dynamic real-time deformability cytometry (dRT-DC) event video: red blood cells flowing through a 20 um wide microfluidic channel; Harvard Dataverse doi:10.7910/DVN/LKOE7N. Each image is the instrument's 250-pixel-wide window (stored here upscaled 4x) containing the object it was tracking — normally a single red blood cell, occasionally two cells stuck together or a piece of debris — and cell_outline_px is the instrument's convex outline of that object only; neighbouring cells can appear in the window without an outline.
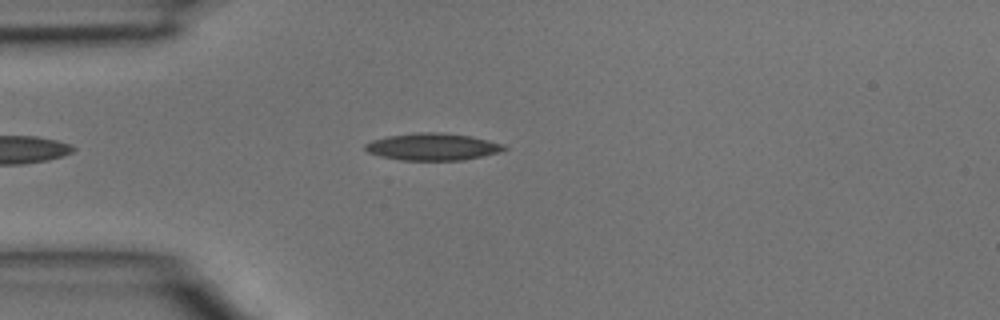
{"species": "common noctule bat (a hibernating species)", "species_latin": "Nyctalus noctula", "temperature_condition": "room temperature", "stored_images_in_passage": 2, "camera_frame_rate_fps": 3000, "um_per_image_px": 0.085, "animal": {"sex": "male", "body_mass_g": 15.6}, "frame": {"image": 1, "passage_image": 2, "time_ms": 0.333, "image_size_px": [1000, 320], "cell_outline_px": [[508, 148], [496, 152], [464, 160], [400, 160], [380, 156], [368, 152], [364, 148], [364, 144], [372, 140], [388, 136], [416, 132], [444, 132], [472, 136], [504, 144]], "centroid_in_image_um": [36.74, 12.46], "position_along_channel_um": 48.3, "area_um2": 21.91}}